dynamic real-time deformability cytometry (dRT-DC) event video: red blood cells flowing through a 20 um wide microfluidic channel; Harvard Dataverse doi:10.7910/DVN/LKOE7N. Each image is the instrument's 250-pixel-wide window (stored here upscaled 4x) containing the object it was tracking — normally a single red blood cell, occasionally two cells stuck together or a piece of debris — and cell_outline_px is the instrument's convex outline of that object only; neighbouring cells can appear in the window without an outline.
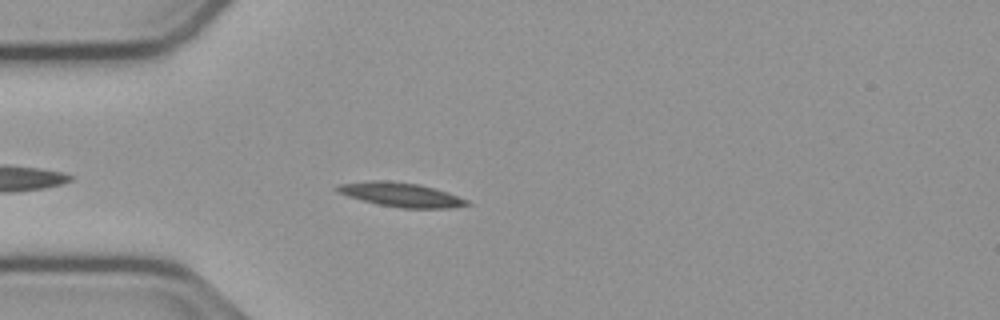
{"species": "common noctule bat (a hibernating species)", "species_latin": "Nyctalus noctula", "temperature_condition": "cold", "stored_images_in_passage": 16, "camera_frame_rate_fps": 3000, "um_per_image_px": 0.085, "animal": {"sex": "male", "body_mass_g": 23.1, "forearm_length_mm": 52.7}, "frame": {"image": 1, "passage_image": 5, "time_ms": 1.333, "image_size_px": [1000, 320], "cell_outline_px": [[472, 204], [448, 208], [400, 208], [376, 204], [348, 196], [336, 192], [332, 188], [340, 184], [372, 180], [388, 180], [420, 184], [448, 192], [468, 200]], "centroid_in_image_um": [34.05, 16.54], "position_along_channel_um": 50.9, "area_um2": 18.44}}
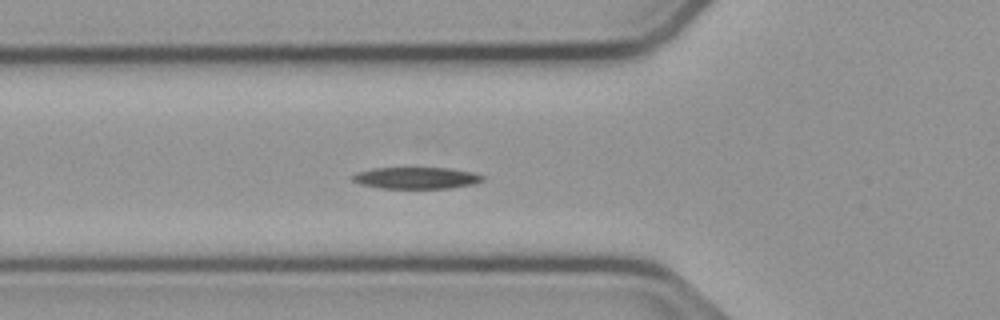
{"frame": {"image": 2, "passage_image": 9, "time_ms": 2.667, "image_size_px": [1000, 320], "cell_outline_px": [[484, 180], [472, 184], [448, 188], [380, 188], [360, 184], [352, 180], [352, 176], [356, 172], [372, 168], [448, 168], [472, 172], [484, 176]], "centroid_in_image_um": [35.35, 15.12], "position_along_channel_um": 90.4, "area_um2": 16.3}}
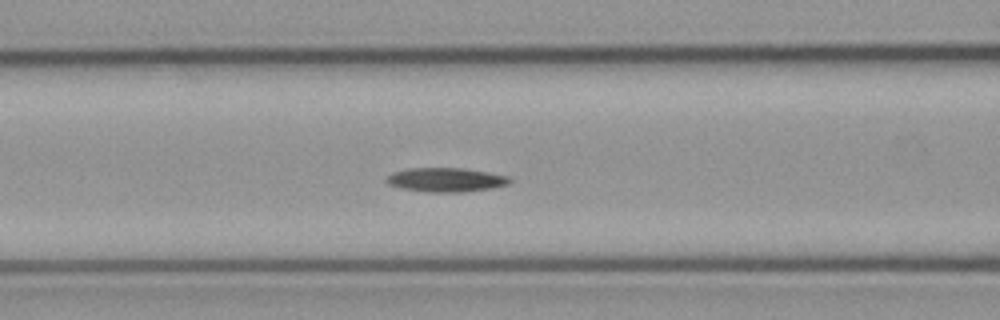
{"frame": {"image": 3, "passage_image": 12, "time_ms": 3.667, "image_size_px": [1000, 320], "cell_outline_px": [[512, 180], [508, 184], [492, 188], [464, 192], [424, 192], [400, 188], [388, 184], [384, 180], [392, 172], [408, 168], [460, 168], [488, 172], [508, 176]], "centroid_in_image_um": [37.87, 15.29], "position_along_channel_um": 128.7, "area_um2": 17.4}}